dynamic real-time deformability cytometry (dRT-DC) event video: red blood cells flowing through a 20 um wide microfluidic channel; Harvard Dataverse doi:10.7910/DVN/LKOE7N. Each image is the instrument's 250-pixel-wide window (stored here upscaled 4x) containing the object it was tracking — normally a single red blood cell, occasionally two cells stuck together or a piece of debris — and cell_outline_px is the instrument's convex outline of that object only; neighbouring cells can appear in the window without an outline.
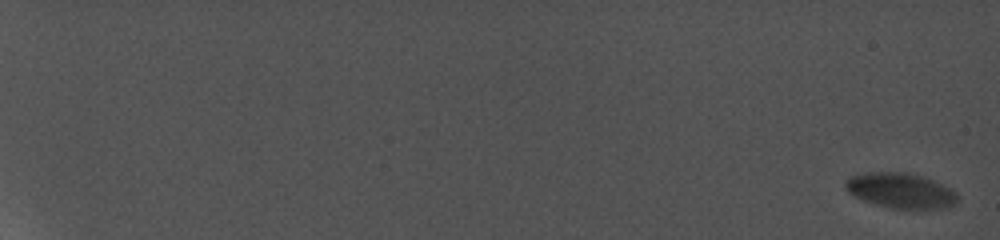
{"species": "common noctule bat (a hibernating species)", "species_latin": "Nyctalus noctula", "temperature_condition": "cold", "stored_images_in_passage": 14, "camera_frame_rate_fps": 5000, "um_per_image_px": 0.085, "animal": {"sex": "female", "body_mass_g": 19.0, "forearm_length_mm": 56.7}, "frame": {"image": 1, "passage_image": 1, "time_ms": 0.0, "image_size_px": [1000, 240], "cell_outline_px": [[956, 196], [948, 204], [924, 208], [892, 208], [856, 196], [848, 188], [848, 180], [860, 176], [912, 176], [924, 180], [952, 192]], "centroid_in_image_um": [76.5, 16.29], "position_along_channel_um": 8.5, "area_um2": 18.79}}
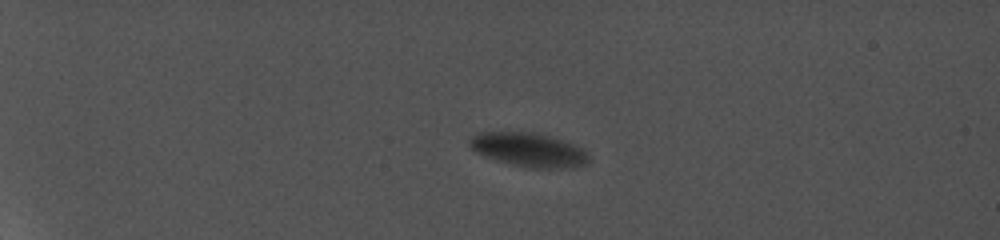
{"frame": {"image": 2, "passage_image": 8, "time_ms": 6.0, "image_size_px": [1000, 240], "cell_outline_px": [[584, 160], [576, 164], [548, 168], [532, 168], [516, 164], [480, 152], [472, 148], [472, 140], [476, 136], [492, 132], [508, 132], [540, 136], [556, 140], [580, 152], [584, 156]], "centroid_in_image_um": [44.79, 12.74], "position_along_channel_um": 40.2, "area_um2": 19.88}}
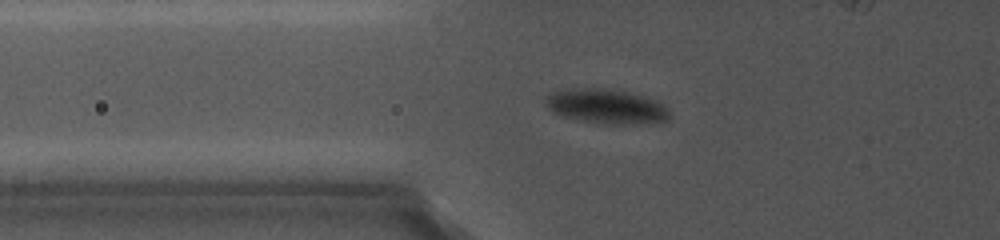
{"frame": {"image": 3, "passage_image": 12, "time_ms": 9.4, "image_size_px": [1000, 240], "cell_outline_px": [[668, 116], [664, 120], [628, 124], [604, 124], [584, 120], [568, 116], [556, 112], [548, 104], [552, 96], [564, 92], [584, 88], [600, 88], [620, 92], [636, 96], [660, 104], [668, 112]], "centroid_in_image_um": [51.59, 9.08], "position_along_channel_um": 74.2, "area_um2": 22.37}}